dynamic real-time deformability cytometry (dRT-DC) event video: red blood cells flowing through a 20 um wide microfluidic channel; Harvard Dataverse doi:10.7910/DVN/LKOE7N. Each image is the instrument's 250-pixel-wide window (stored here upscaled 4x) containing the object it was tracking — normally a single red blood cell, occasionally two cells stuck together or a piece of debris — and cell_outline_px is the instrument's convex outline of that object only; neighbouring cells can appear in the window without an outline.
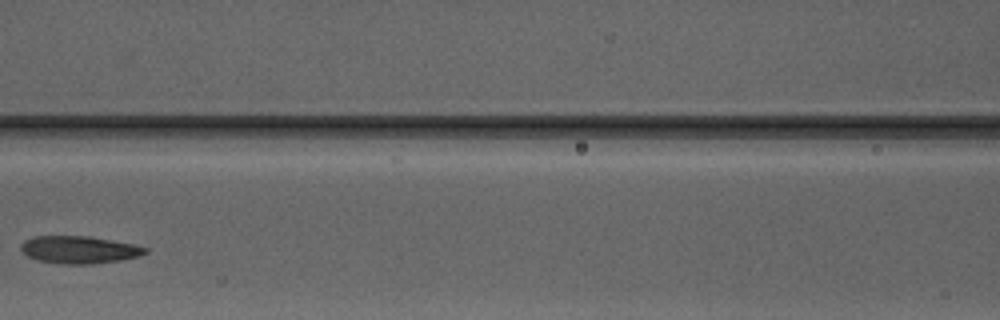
{"species": "Egyptian fruit bat (a non-hibernating species)", "species_latin": "Rousettus aegyptiacus", "temperature_condition": "warm", "stored_images_in_passage": 5, "camera_frame_rate_fps": 3000, "um_per_image_px": 0.085, "animal": {"sex": "male"}, "frame": {"image": 1, "passage_image": 4, "time_ms": 3.667, "image_size_px": [1000, 320], "cell_outline_px": [[148, 252], [140, 256], [120, 260], [92, 264], [60, 264], [36, 260], [28, 256], [20, 248], [20, 244], [24, 240], [32, 236], [88, 236], [136, 244], [148, 248]], "centroid_in_image_um": [6.74, 21.22], "position_along_channel_um": 159.9, "area_um2": 20.11}}
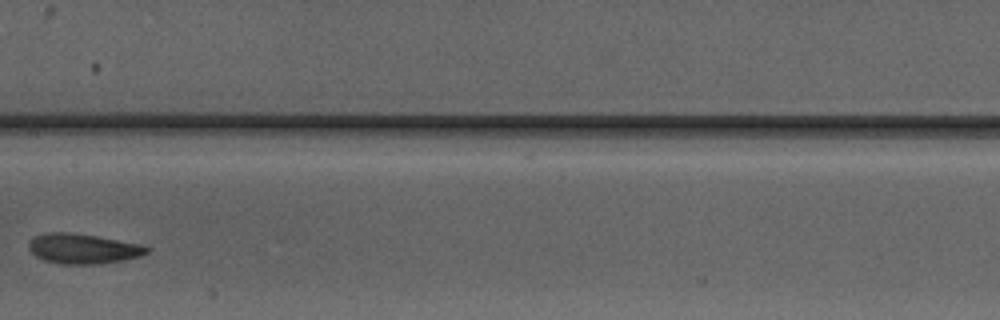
{"frame": {"image": 2, "passage_image": 5, "time_ms": 4.667, "image_size_px": [1000, 320], "cell_outline_px": [[152, 248], [148, 252], [140, 256], [100, 264], [60, 264], [44, 260], [36, 256], [28, 248], [28, 244], [36, 236], [44, 232], [68, 232], [96, 236], [140, 244]], "centroid_in_image_um": [7.05, 21.14], "position_along_channel_um": 200.4, "area_um2": 20.52}}